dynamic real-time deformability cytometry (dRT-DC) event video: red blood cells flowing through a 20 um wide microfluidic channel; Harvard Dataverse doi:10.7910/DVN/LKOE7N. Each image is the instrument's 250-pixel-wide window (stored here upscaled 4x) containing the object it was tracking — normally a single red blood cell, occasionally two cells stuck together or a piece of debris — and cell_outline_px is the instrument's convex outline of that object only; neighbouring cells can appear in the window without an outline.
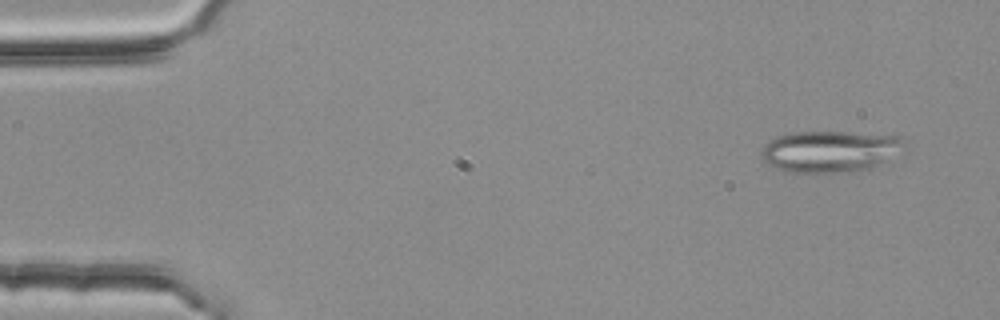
{"species": "common noctule bat (a hibernating species)", "species_latin": "Nyctalus noctula", "temperature_condition": "room temperature", "stored_images_in_passage": 4, "camera_frame_rate_fps": 3000, "um_per_image_px": 0.085, "animal": {"sex": "female", "body_mass_g": 25.1}, "frame": {"image": 1, "passage_image": 1, "time_ms": 0.0, "image_size_px": [1000, 320], "cell_outline_px": [[904, 144], [884, 160], [872, 168], [860, 172], [784, 172], [768, 164], [760, 156], [760, 152], [764, 144], [768, 140], [776, 136], [792, 132], [848, 132], [900, 136], [904, 140]], "centroid_in_image_um": [70.44, 12.87], "position_along_channel_um": 14.6, "area_um2": 34.45}}